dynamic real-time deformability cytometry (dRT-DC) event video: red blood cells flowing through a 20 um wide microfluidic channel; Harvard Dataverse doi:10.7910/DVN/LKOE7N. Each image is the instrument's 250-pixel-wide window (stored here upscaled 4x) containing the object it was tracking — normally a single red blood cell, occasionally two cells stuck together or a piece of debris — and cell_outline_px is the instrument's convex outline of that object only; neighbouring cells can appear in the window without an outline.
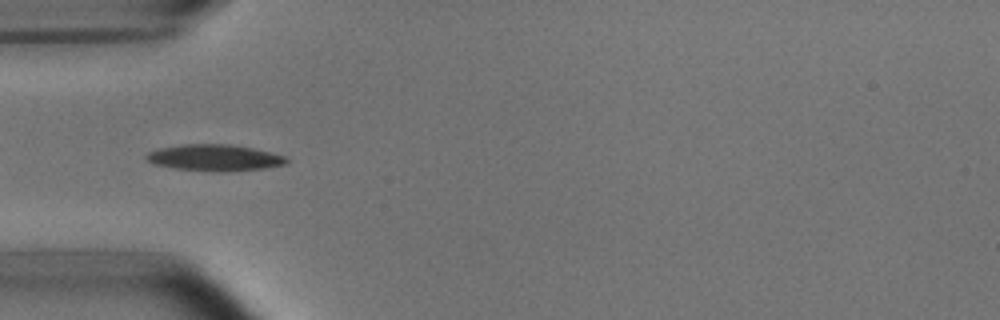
{"species": "common noctule bat (a hibernating species)", "species_latin": "Nyctalus noctula", "temperature_condition": "room temperature", "stored_images_in_passage": 7, "camera_frame_rate_fps": 3000, "um_per_image_px": 0.085, "animal": {"sex": "male", "body_mass_g": 15.6}, "frame": {"image": 1, "passage_image": 2, "time_ms": 0.333, "image_size_px": [1000, 320], "cell_outline_px": [[288, 164], [264, 168], [228, 172], [216, 172], [176, 168], [156, 164], [148, 160], [144, 156], [148, 152], [160, 148], [184, 144], [228, 144], [252, 148], [272, 152], [284, 156], [288, 160]], "centroid_in_image_um": [18.28, 13.41], "position_along_channel_um": 66.7, "area_um2": 21.5}}